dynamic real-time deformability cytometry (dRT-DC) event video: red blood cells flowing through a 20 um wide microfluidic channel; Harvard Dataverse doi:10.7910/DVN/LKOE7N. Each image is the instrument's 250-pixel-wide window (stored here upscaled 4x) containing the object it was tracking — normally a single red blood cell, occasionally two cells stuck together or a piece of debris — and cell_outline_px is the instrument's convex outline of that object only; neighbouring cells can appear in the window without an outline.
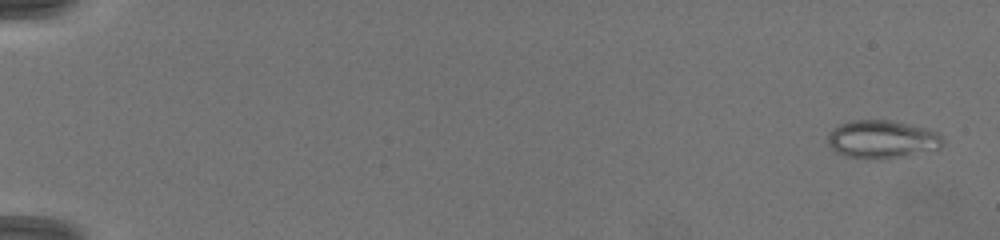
{"species": "common noctule bat (a hibernating species)", "species_latin": "Nyctalus noctula", "temperature_condition": "warm", "stored_images_in_passage": 25, "camera_frame_rate_fps": 3000, "um_per_image_px": 0.085, "animal": {"sex": "female", "body_mass_g": 19.5, "forearm_length_mm": 54.1}, "frame": {"image": 1, "passage_image": 1, "time_ms": 0.0, "image_size_px": [1000, 240], "cell_outline_px": [[940, 148], [904, 156], [848, 156], [836, 152], [828, 144], [828, 132], [840, 124], [852, 120], [888, 120], [928, 128], [940, 132]], "centroid_in_image_um": [74.96, 11.79], "position_along_channel_um": 10.0, "area_um2": 24.57}}
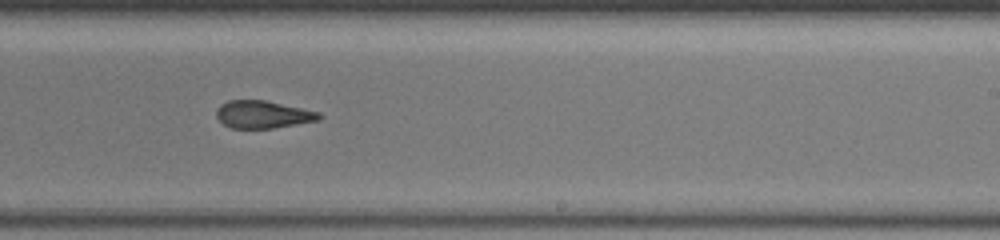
{"frame": {"image": 2, "passage_image": 17, "time_ms": 10.667, "image_size_px": [1000, 240], "cell_outline_px": [[324, 116], [320, 120], [272, 128], [232, 128], [224, 124], [216, 116], [216, 108], [220, 104], [228, 100], [264, 100], [320, 112]], "centroid_in_image_um": [22.35, 9.72], "position_along_channel_um": 266.7, "area_um2": 16.47}}
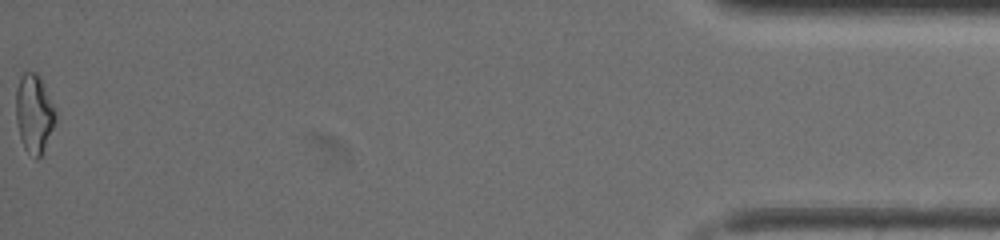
{"frame": {"image": 3, "passage_image": 25, "time_ms": 16.667, "image_size_px": [1000, 240], "cell_outline_px": [[56, 120], [44, 148], [40, 156], [36, 160], [24, 148], [20, 136], [16, 120], [16, 88], [20, 76], [24, 72], [36, 72], [40, 76], [56, 108]], "centroid_in_image_um": [2.9, 9.61], "position_along_channel_um": 432.3, "area_um2": 18.21}, "authors_computed_cell_mechanics": {"area_um2": 18.3804, "velocity_mm_per_s": 4.1948, "shape_relaxation_time_tau1_ms": null, "shape_relaxation_time_tau2_ms": 1.818, "deformation_change_tau1": null, "deformation_change_tau2": 0.0973}}